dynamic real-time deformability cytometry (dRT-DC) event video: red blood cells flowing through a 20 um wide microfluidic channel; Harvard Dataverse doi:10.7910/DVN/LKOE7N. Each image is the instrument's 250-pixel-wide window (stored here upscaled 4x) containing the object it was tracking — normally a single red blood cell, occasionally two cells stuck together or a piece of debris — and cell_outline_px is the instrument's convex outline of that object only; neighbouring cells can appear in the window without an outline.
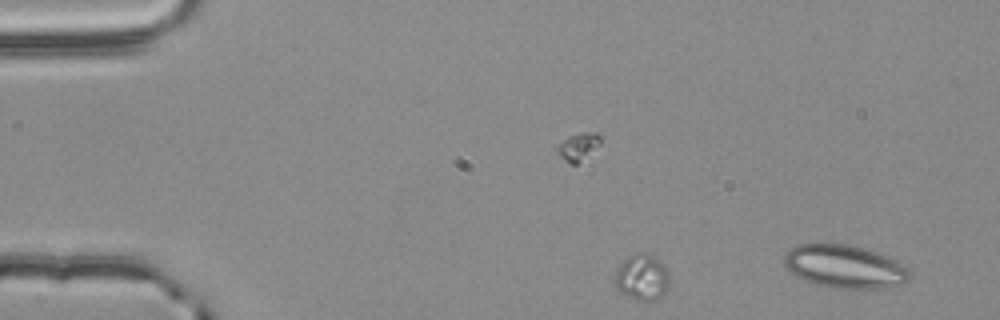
{"species": "common noctule bat (a hibernating species)", "species_latin": "Nyctalus noctula", "temperature_condition": "room temperature", "stored_images_in_passage": 6, "segment_of_instrument_passage": [2, 2], "camera_frame_rate_fps": 3000, "um_per_image_px": 0.085, "animal": {"sex": "male", "body_mass_g": 20.4}, "frame": {"image": 1, "passage_image": 3, "time_ms": 0.667, "image_size_px": [1000, 320], "cell_outline_px": [[668, 288], [660, 296], [652, 300], [636, 300], [620, 292], [612, 284], [612, 280], [616, 268], [628, 256], [636, 252], [644, 252], [652, 256], [664, 264], [668, 268]], "centroid_in_image_um": [54.51, 23.55], "position_along_channel_um": 30.5, "area_um2": 14.85}}